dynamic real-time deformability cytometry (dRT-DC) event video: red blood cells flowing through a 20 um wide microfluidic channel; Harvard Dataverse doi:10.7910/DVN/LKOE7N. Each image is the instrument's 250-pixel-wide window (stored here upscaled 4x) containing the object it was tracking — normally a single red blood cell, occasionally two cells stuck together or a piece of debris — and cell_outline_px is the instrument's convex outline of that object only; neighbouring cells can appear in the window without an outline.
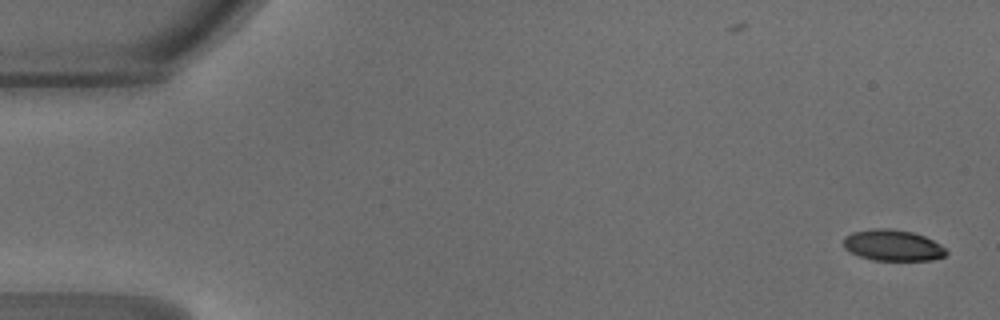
{"species": "common noctule bat (a hibernating species)", "species_latin": "Nyctalus noctula", "temperature_condition": "warm", "stored_images_in_passage": 47, "camera_frame_rate_fps": 3000, "um_per_image_px": 0.085, "animal": {"sex": "male", "body_mass_g": 18.8}, "frame": {"image": 1, "passage_image": 1, "time_ms": 0.0, "image_size_px": [1000, 320], "cell_outline_px": [[948, 252], [944, 256], [932, 260], [872, 260], [860, 256], [844, 248], [844, 236], [852, 232], [872, 228], [888, 228], [912, 232], [924, 236], [940, 244]], "centroid_in_image_um": [75.87, 20.84], "position_along_channel_um": 9.1, "area_um2": 18.55}}
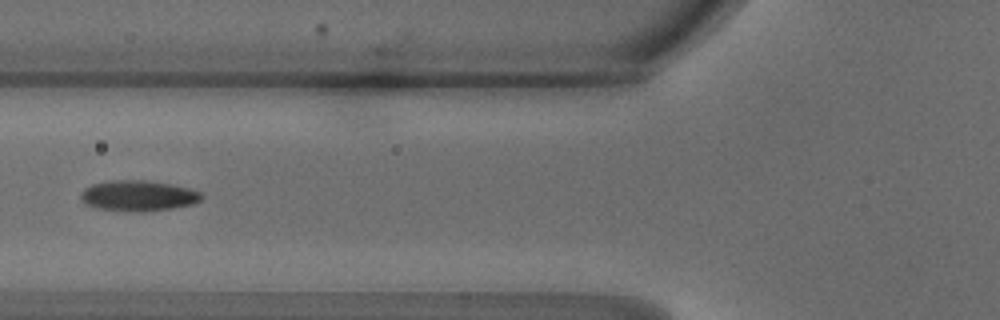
{"frame": {"image": 2, "passage_image": 18, "time_ms": 5.667, "image_size_px": [1000, 320], "cell_outline_px": [[204, 196], [200, 200], [192, 204], [172, 208], [144, 212], [132, 212], [96, 208], [84, 204], [80, 200], [80, 192], [84, 188], [92, 184], [108, 180], [152, 180], [172, 184], [188, 188], [200, 192]], "centroid_in_image_um": [11.71, 16.63], "position_along_channel_um": 114.1, "area_um2": 21.96}}
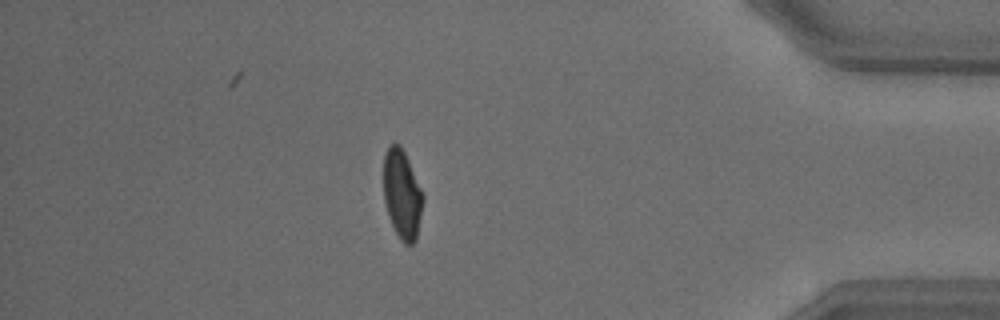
{"frame": {"image": 3, "passage_image": 41, "time_ms": 13.333, "image_size_px": [1000, 320], "cell_outline_px": [[424, 200], [416, 240], [412, 244], [404, 244], [400, 240], [388, 216], [384, 200], [384, 156], [388, 148], [392, 144], [400, 144], [424, 192]], "centroid_in_image_um": [34.2, 16.54], "position_along_channel_um": 401.0, "area_um2": 20.52}, "authors_computed_cell_mechanics": {"area_um2": 20.5768, "velocity_mm_per_s": 4.2442, "shape_relaxation_time_tau1_ms": 2.8828, "shape_relaxation_time_tau2_ms": 1.0277, "deformation_change_tau1": 0.1459, "deformation_change_tau2": 0.062}}